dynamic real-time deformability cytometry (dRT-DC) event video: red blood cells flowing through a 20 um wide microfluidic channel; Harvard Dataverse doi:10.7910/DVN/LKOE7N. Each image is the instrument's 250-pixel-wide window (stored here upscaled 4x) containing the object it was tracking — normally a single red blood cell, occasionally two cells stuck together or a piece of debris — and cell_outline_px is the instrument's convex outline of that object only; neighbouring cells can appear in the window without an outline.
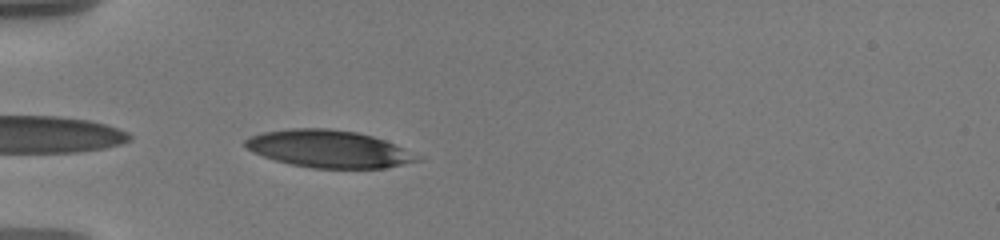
{"species": "human", "species_latin": "Homo sapiens", "temperature_condition": "warm", "stored_images_in_passage": 34, "camera_frame_rate_fps": 3000, "um_per_image_px": 0.085, "donor": {"sex": "male"}, "frame": {"image": 1, "passage_image": 1, "time_ms": 0.0, "image_size_px": [1000, 240], "cell_outline_px": [[424, 160], [384, 168], [312, 168], [292, 164], [276, 160], [264, 156], [248, 148], [244, 144], [244, 140], [248, 136], [264, 132], [288, 128], [328, 128], [356, 132], [372, 136], [384, 140], [404, 148]], "centroid_in_image_um": [27.95, 12.65], "position_along_channel_um": 57.1, "area_um2": 37.17}}
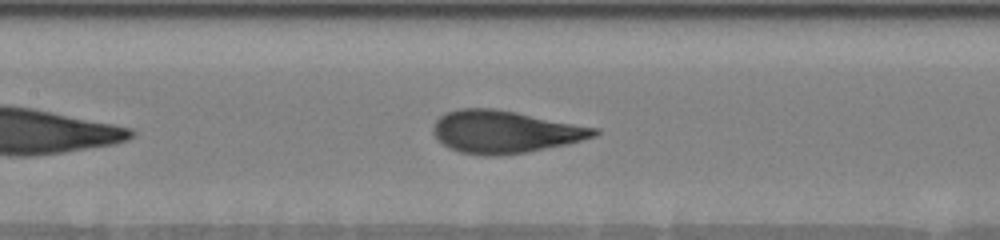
{"frame": {"image": 2, "passage_image": 11, "time_ms": 3.333, "image_size_px": [1000, 240], "cell_outline_px": [[600, 132], [596, 136], [568, 144], [528, 152], [500, 156], [484, 156], [460, 152], [448, 148], [432, 132], [432, 128], [436, 120], [440, 116], [448, 112], [460, 108], [492, 108], [516, 112], [600, 128]], "centroid_in_image_um": [42.94, 11.21], "position_along_channel_um": 164.5, "area_um2": 40.06}}
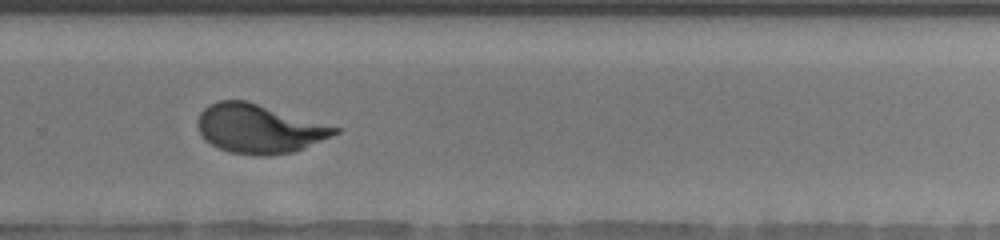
{"frame": {"image": 3, "passage_image": 23, "time_ms": 7.333, "image_size_px": [1000, 240], "cell_outline_px": [[340, 132], [332, 136], [304, 148], [292, 152], [264, 156], [256, 156], [228, 152], [204, 140], [196, 124], [196, 120], [200, 112], [208, 104], [220, 100], [248, 100], [340, 128]], "centroid_in_image_um": [21.99, 10.93], "position_along_channel_um": 307.8, "area_um2": 39.3}, "authors_computed_cell_mechanics": {"area_um2": 39.304, "velocity_mm_per_s": 3.6042, "shape_relaxation_time_tau1_ms": 3.6848, "shape_relaxation_time_tau2_ms": null, "deformation_change_tau1": 0.2056, "deformation_change_tau2": null}}